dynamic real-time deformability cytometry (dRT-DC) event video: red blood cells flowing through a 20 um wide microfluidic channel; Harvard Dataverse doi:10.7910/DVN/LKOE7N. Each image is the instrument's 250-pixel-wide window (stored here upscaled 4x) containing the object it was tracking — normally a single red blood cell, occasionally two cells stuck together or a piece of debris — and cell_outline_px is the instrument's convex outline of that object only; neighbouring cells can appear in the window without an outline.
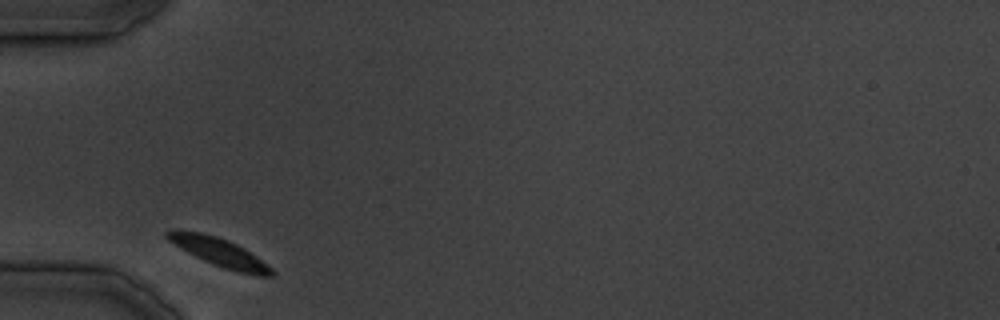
{"species": "common noctule bat (a hibernating species)", "species_latin": "Nyctalus noctula", "temperature_condition": "cold", "stored_images_in_passage": 22, "camera_frame_rate_fps": 3000, "um_per_image_px": 0.085, "animal": {"sex": "male", "body_mass_g": 19.5, "forearm_length_mm": 54.6}, "frame": {"image": 1, "passage_image": 1, "time_ms": 0.0, "image_size_px": [1000, 320], "cell_outline_px": [[276, 272], [272, 276], [260, 276], [240, 272], [224, 268], [212, 264], [180, 248], [168, 240], [164, 236], [164, 232], [168, 228], [172, 228], [200, 232], [216, 236], [228, 240], [244, 248], [256, 256], [272, 268]], "centroid_in_image_um": [18.59, 21.41], "position_along_channel_um": 66.4, "area_um2": 17.34}}
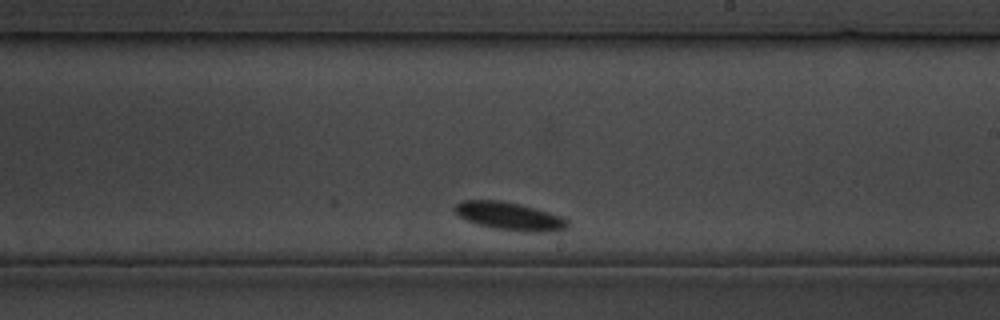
{"frame": {"image": 2, "passage_image": 13, "time_ms": 15.0, "image_size_px": [1000, 320], "cell_outline_px": [[568, 228], [552, 232], [524, 232], [492, 228], [468, 220], [460, 216], [452, 208], [460, 200], [500, 200], [548, 212], [560, 216], [568, 220]], "centroid_in_image_um": [43.32, 18.39], "position_along_channel_um": 245.7, "area_um2": 18.21}}